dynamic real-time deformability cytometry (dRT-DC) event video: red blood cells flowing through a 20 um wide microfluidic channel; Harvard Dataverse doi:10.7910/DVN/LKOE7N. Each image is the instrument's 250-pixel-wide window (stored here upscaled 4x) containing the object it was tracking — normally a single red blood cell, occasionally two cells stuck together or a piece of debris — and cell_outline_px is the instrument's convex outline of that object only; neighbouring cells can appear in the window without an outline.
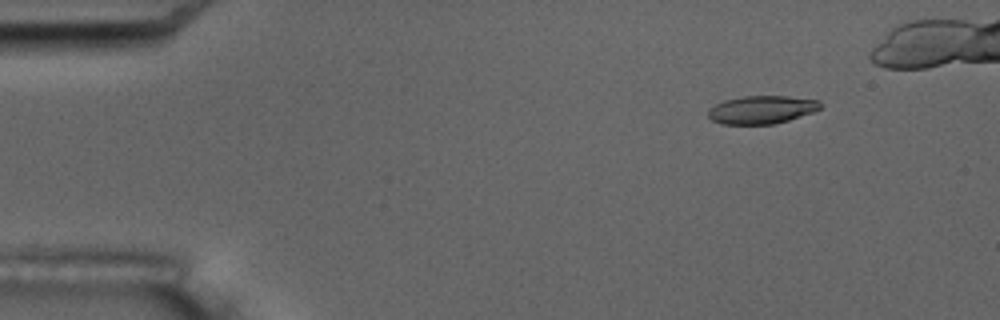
{"species": "common noctule bat (a hibernating species)", "species_latin": "Nyctalus noctula", "temperature_condition": "room temperature", "stored_images_in_passage": 5, "camera_frame_rate_fps": 3000, "um_per_image_px": 0.085, "animal": {"sex": "male", "body_mass_g": 17.5, "forearm_length_mm": 52.3}, "frame": {"image": 1, "passage_image": 1, "time_ms": 0.0, "image_size_px": [1000, 320], "cell_outline_px": [[820, 108], [812, 112], [788, 120], [772, 124], [720, 124], [712, 120], [708, 116], [708, 108], [724, 100], [744, 96], [788, 96], [820, 100]], "centroid_in_image_um": [64.71, 9.32], "position_along_channel_um": 20.3, "area_um2": 18.26}}